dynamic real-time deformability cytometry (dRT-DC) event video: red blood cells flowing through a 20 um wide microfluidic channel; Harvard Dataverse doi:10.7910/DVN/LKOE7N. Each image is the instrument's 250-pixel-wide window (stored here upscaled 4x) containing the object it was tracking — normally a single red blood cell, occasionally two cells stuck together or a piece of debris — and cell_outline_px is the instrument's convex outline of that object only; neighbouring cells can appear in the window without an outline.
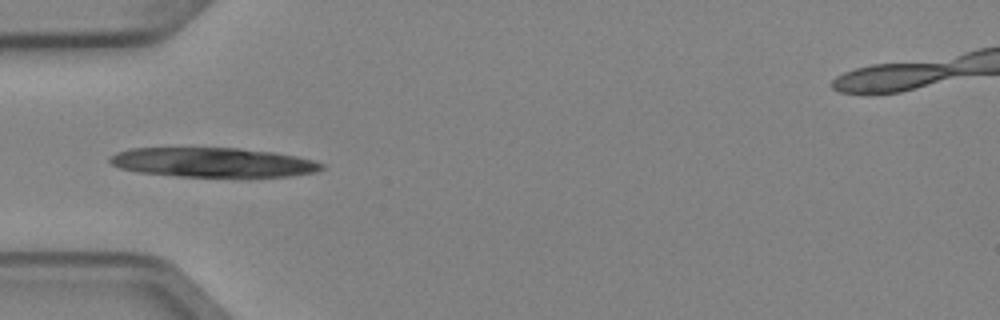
{"species": "Egyptian fruit bat (a non-hibernating species)", "species_latin": "Rousettus aegyptiacus", "temperature_condition": "cold", "stored_images_in_passage": 4, "camera_frame_rate_fps": 3000, "um_per_image_px": 0.085, "animal": {"sex": "female"}, "frame": {"image": 1, "passage_image": 3, "time_ms": 0.667, "image_size_px": [1000, 320], "cell_outline_px": [[324, 168], [316, 172], [288, 176], [176, 176], [140, 172], [120, 168], [112, 164], [108, 160], [116, 152], [132, 148], [240, 148], [272, 152], [296, 156], [312, 160], [324, 164]], "centroid_in_image_um": [18.09, 13.79], "position_along_channel_um": 66.9, "area_um2": 36.01}}